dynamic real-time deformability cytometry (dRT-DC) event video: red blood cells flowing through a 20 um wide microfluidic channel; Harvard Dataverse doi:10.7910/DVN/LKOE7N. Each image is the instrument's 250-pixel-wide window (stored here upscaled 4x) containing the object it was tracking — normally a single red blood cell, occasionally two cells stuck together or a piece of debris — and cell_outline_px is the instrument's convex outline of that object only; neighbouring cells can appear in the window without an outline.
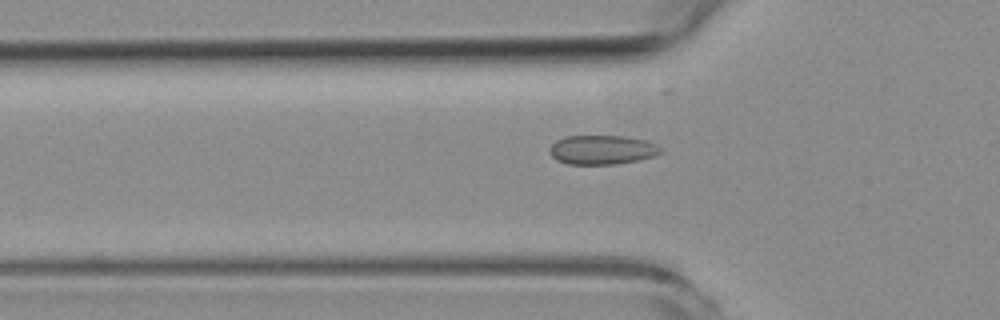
{"species": "common noctule bat (a hibernating species)", "species_latin": "Nyctalus noctula", "temperature_condition": "room temperature", "stored_images_in_passage": 3, "camera_frame_rate_fps": 3000, "um_per_image_px": 0.085, "animal": {"sex": "female", "body_mass_g": 19.3, "forearm_length_mm": 54.1}, "frame": {"image": 1, "passage_image": 2, "time_ms": 2.333, "image_size_px": [1000, 320], "cell_outline_px": [[664, 152], [656, 156], [616, 164], [568, 164], [556, 160], [548, 152], [548, 148], [556, 140], [564, 136], [624, 136], [644, 140], [656, 144], [664, 148]], "centroid_in_image_um": [51.18, 12.73], "position_along_channel_um": 74.6, "area_um2": 19.13}}
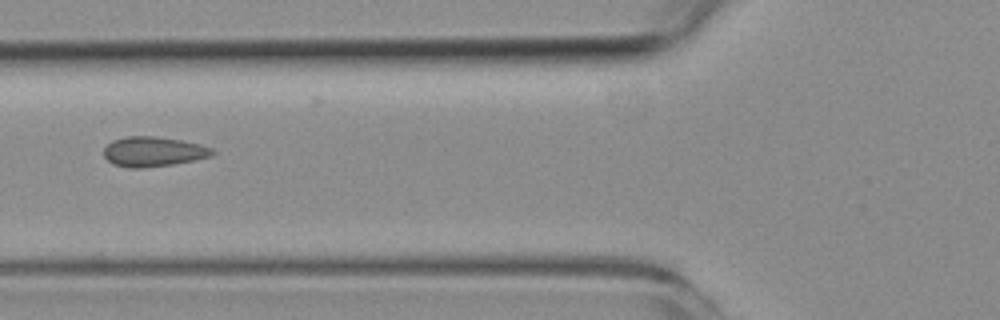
{"frame": {"image": 2, "passage_image": 3, "time_ms": 3.333, "image_size_px": [1000, 320], "cell_outline_px": [[216, 152], [212, 156], [196, 160], [172, 164], [144, 168], [128, 168], [112, 164], [104, 156], [104, 148], [112, 140], [128, 136], [152, 136], [180, 140], [200, 144], [212, 148]], "centroid_in_image_um": [13.04, 12.9], "position_along_channel_um": 112.8, "area_um2": 18.96}}